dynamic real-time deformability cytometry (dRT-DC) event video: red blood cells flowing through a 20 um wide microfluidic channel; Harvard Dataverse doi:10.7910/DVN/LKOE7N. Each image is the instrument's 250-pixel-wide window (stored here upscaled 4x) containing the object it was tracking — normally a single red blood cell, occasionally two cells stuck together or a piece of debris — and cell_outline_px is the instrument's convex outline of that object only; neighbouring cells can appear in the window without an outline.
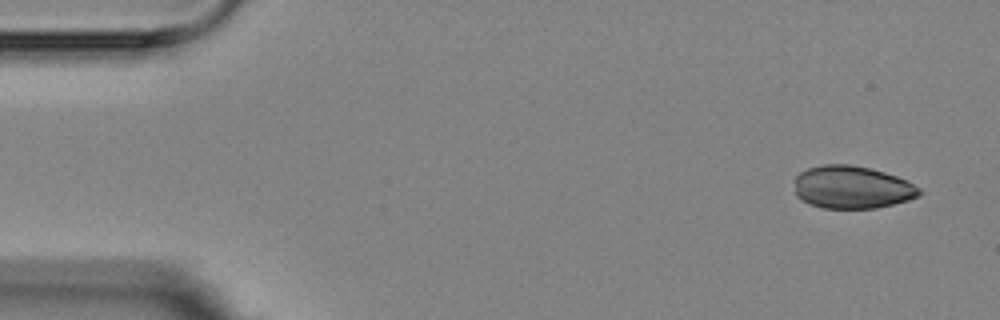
{"species": "Egyptian fruit bat (a non-hibernating species)", "species_latin": "Rousettus aegyptiacus", "temperature_condition": "room temperature", "stored_images_in_passage": 16, "camera_frame_rate_fps": 3000, "um_per_image_px": 0.085, "animal": {"sex": "female"}, "frame": {"image": 1, "passage_image": 1, "time_ms": 0.0, "image_size_px": [1000, 320], "cell_outline_px": [[920, 196], [908, 200], [876, 208], [824, 208], [808, 204], [800, 200], [796, 196], [796, 176], [800, 172], [808, 168], [824, 164], [852, 164], [884, 172], [908, 180], [920, 188]], "centroid_in_image_um": [72.42, 15.92], "position_along_channel_um": 12.6, "area_um2": 31.15}}
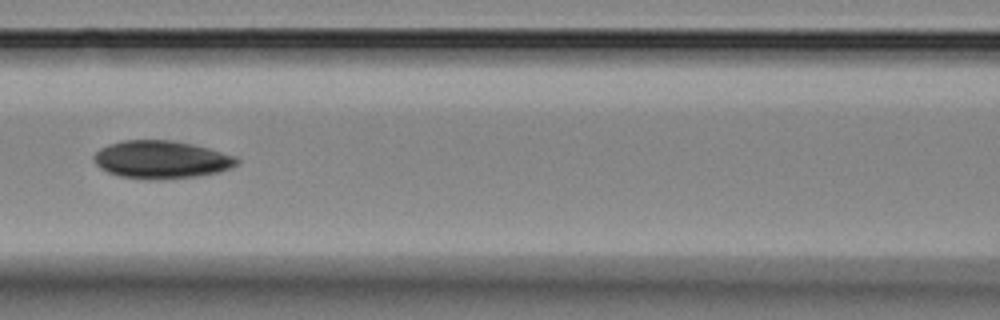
{"frame": {"image": 2, "passage_image": 7, "time_ms": 7.0, "image_size_px": [1000, 320], "cell_outline_px": [[240, 164], [232, 168], [220, 172], [196, 176], [160, 180], [148, 180], [120, 176], [108, 172], [100, 168], [92, 160], [92, 156], [100, 148], [108, 144], [124, 140], [172, 140], [192, 144], [208, 148], [236, 156], [240, 160]], "centroid_in_image_um": [13.72, 13.57], "position_along_channel_um": 152.9, "area_um2": 31.91}}
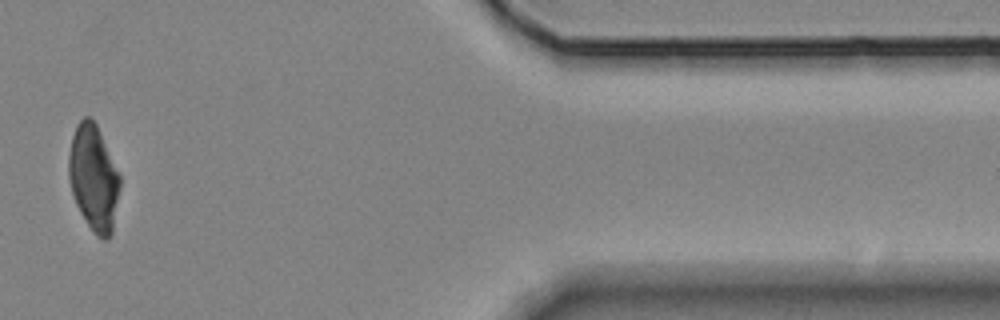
{"frame": {"image": 3, "passage_image": 14, "time_ms": 15.333, "image_size_px": [1000, 320], "cell_outline_px": [[120, 188], [112, 232], [108, 240], [104, 240], [96, 236], [80, 212], [76, 204], [72, 192], [68, 176], [68, 156], [72, 136], [76, 124], [84, 116], [92, 116], [100, 132], [120, 176]], "centroid_in_image_um": [7.95, 15.11], "position_along_channel_um": 403.5, "area_um2": 31.56}}